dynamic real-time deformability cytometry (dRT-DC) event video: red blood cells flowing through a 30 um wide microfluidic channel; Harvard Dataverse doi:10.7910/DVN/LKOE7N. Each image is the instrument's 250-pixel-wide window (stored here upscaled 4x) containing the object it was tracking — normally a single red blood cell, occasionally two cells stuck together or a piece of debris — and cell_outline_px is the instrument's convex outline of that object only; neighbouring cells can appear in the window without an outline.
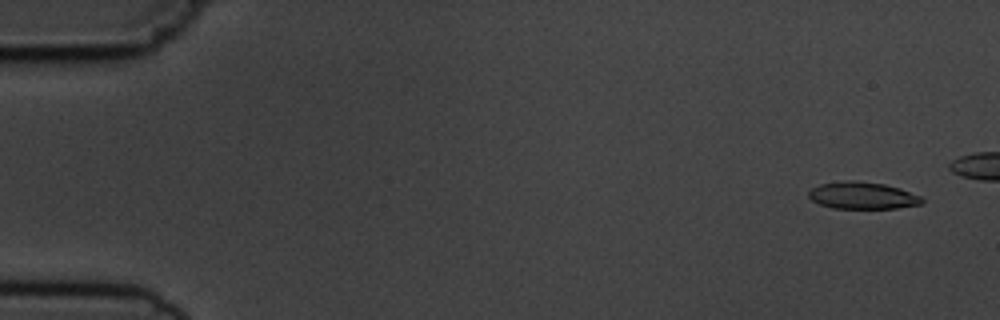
{"species": "common noctule bat (a hibernating species)", "species_latin": "Nyctalus noctula", "temperature_condition": "cold", "stored_images_in_passage": 7, "segment_of_instrument_passage": [1, 2], "camera_frame_rate_fps": 3000, "um_per_image_px": 0.085, "animal": {"sex": "male", "body_mass_g": 19.5, "forearm_length_mm": 54.6}, "frame": {"image": 1, "passage_image": 1, "time_ms": 0.0, "image_size_px": [1000, 320], "cell_outline_px": [[924, 200], [920, 204], [896, 208], [832, 208], [820, 204], [812, 200], [808, 196], [808, 192], [812, 188], [820, 184], [848, 180], [884, 184], [900, 188], [920, 196]], "centroid_in_image_um": [73.3, 16.62], "position_along_channel_um": 11.7, "area_um2": 17.63}}
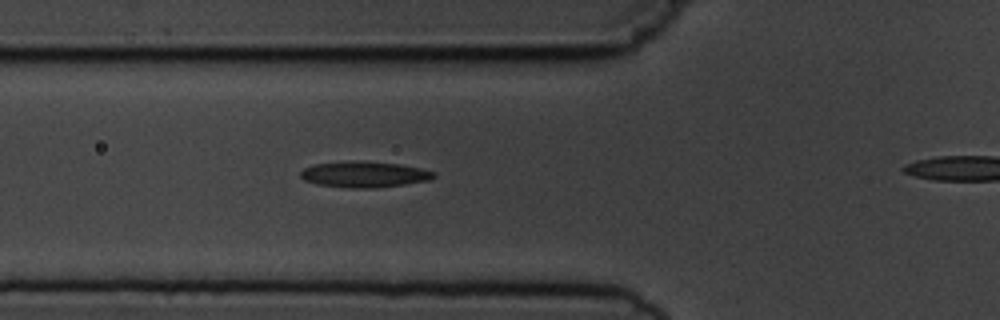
{"frame": {"image": 2, "passage_image": 6, "time_ms": 5.667, "image_size_px": [1000, 320], "cell_outline_px": [[436, 176], [432, 180], [376, 188], [348, 188], [316, 184], [304, 180], [300, 176], [300, 172], [304, 168], [312, 164], [352, 160], [356, 160], [400, 164], [420, 168], [436, 172]], "centroid_in_image_um": [30.96, 14.82], "position_along_channel_um": 94.8, "area_um2": 20.46}}